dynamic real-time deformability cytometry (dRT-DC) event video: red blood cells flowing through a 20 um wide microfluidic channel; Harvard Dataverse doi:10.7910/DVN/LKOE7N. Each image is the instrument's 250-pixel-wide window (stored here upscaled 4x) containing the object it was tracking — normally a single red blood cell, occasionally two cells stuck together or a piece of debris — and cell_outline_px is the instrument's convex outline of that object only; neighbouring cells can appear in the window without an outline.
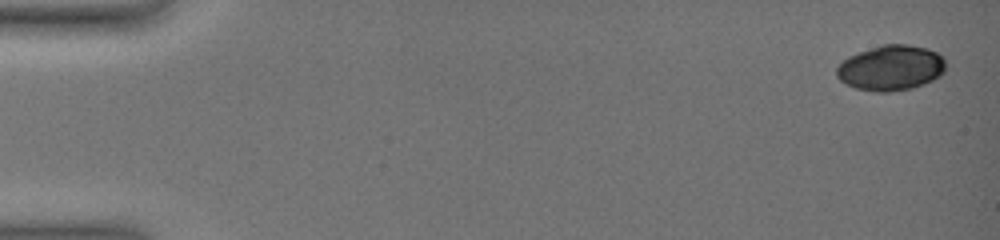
{"species": "common noctule bat (a hibernating species)", "species_latin": "Nyctalus noctula", "temperature_condition": "warm", "stored_images_in_passage": 6, "camera_frame_rate_fps": 3000, "um_per_image_px": 0.085, "animal": {"sex": "female", "body_mass_g": 19.0, "forearm_length_mm": 51.5}, "frame": {"image": 1, "passage_image": 1, "time_ms": 0.0, "image_size_px": [1000, 240], "cell_outline_px": [[944, 72], [940, 76], [924, 84], [912, 88], [888, 92], [876, 92], [856, 88], [840, 80], [836, 76], [836, 68], [848, 56], [880, 44], [908, 44], [928, 48], [936, 52], [944, 60]], "centroid_in_image_um": [75.72, 5.76], "position_along_channel_um": 9.3, "area_um2": 28.78}}
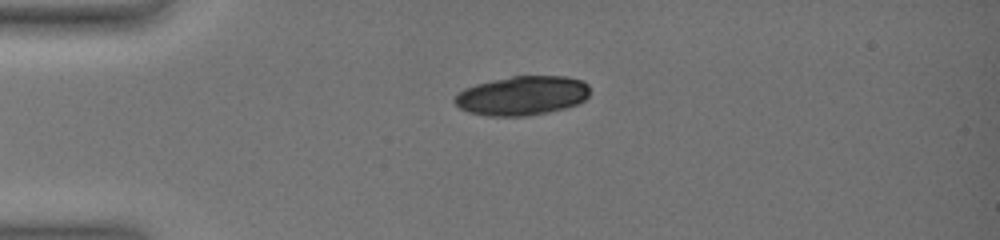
{"frame": {"image": 2, "passage_image": 5, "time_ms": 4.333, "image_size_px": [1000, 240], "cell_outline_px": [[588, 96], [580, 104], [548, 112], [528, 116], [488, 116], [468, 112], [460, 108], [452, 100], [464, 88], [476, 84], [492, 80], [512, 76], [564, 76], [584, 80], [588, 84]], "centroid_in_image_um": [44.39, 8.13], "position_along_channel_um": 40.6, "area_um2": 31.04}}